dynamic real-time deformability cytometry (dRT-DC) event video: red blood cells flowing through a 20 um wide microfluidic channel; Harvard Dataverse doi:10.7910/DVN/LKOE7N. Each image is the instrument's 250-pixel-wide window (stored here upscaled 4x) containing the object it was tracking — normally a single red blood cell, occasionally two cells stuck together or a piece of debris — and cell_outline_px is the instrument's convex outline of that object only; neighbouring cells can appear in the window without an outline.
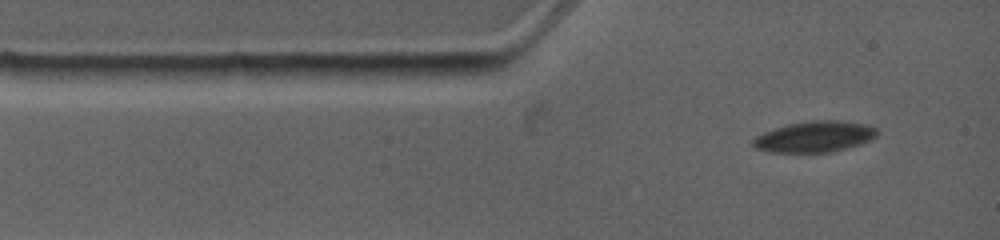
{"species": "common noctule bat (a hibernating species)", "species_latin": "Nyctalus noctula", "temperature_condition": "warm", "stored_images_in_passage": 3, "camera_frame_rate_fps": 4500, "um_per_image_px": 0.085, "animal": {"sex": "female", "body_mass_g": 19.0, "forearm_length_mm": 53.3}, "frame": {"image": 1, "passage_image": 1, "time_ms": 0.0, "image_size_px": [1000, 240], "cell_outline_px": [[876, 136], [860, 144], [832, 152], [768, 152], [756, 148], [752, 144], [752, 140], [756, 136], [764, 132], [788, 124], [812, 120], [836, 120], [868, 124], [876, 128]], "centroid_in_image_um": [69.23, 11.61], "position_along_channel_um": 15.8, "area_um2": 22.25}}
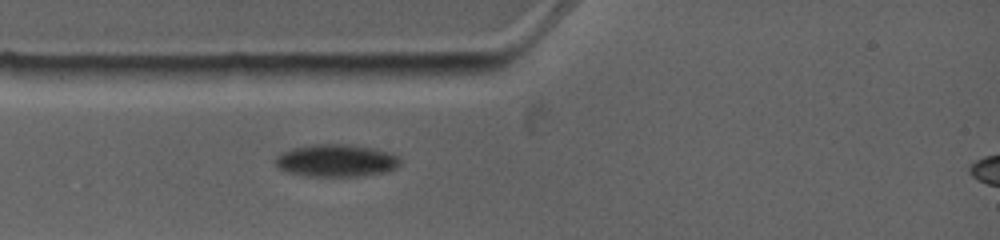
{"frame": {"image": 2, "passage_image": 3, "time_ms": 1.778, "image_size_px": [1000, 240], "cell_outline_px": [[400, 164], [396, 168], [388, 172], [360, 176], [312, 176], [288, 172], [280, 168], [276, 164], [276, 156], [280, 152], [292, 148], [312, 144], [348, 144], [376, 148], [392, 152], [400, 156]], "centroid_in_image_um": [28.65, 13.63], "position_along_channel_um": 56.4, "area_um2": 23.87}}